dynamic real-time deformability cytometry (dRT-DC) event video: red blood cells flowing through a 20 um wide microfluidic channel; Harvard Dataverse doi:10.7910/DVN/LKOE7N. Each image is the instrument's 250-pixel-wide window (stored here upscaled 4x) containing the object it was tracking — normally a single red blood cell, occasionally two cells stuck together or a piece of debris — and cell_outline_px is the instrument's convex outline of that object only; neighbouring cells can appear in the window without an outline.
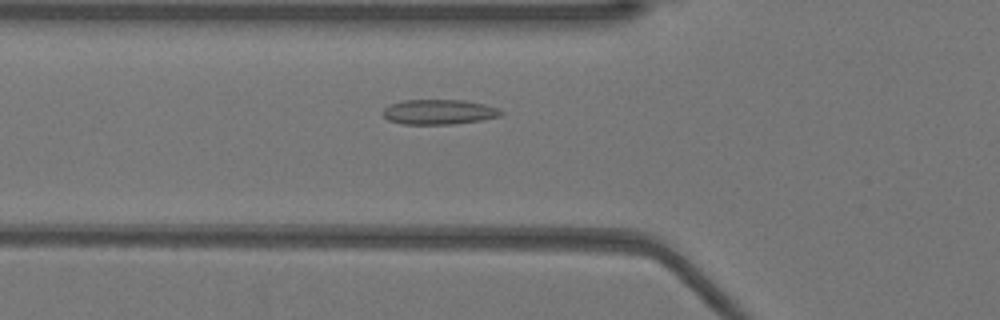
{"species": "Egyptian fruit bat (a non-hibernating species)", "species_latin": "Rousettus aegyptiacus", "temperature_condition": "warm", "stored_images_in_passage": 47, "camera_frame_rate_fps": 3000, "um_per_image_px": 0.085, "animal": {"sex": "female"}, "frame": {"image": 1, "passage_image": 17, "time_ms": 5.333, "image_size_px": [1000, 320], "cell_outline_px": [[504, 112], [500, 116], [480, 120], [452, 124], [404, 124], [388, 120], [380, 112], [384, 108], [392, 104], [404, 100], [464, 100], [484, 104], [500, 108]], "centroid_in_image_um": [37.31, 9.51], "position_along_channel_um": 88.5, "area_um2": 17.17}}
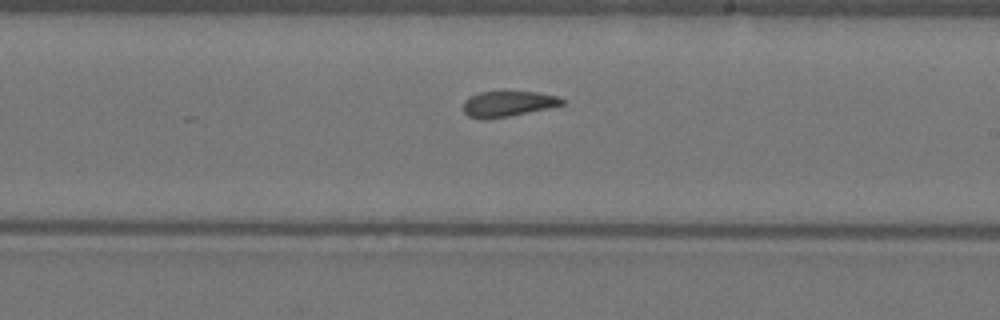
{"frame": {"image": 2, "passage_image": 29, "time_ms": 9.333, "image_size_px": [1000, 320], "cell_outline_px": [[564, 104], [548, 108], [508, 116], [484, 120], [480, 120], [468, 116], [464, 112], [464, 100], [468, 96], [480, 92], [540, 92], [556, 96], [564, 100]], "centroid_in_image_um": [43.13, 8.83], "position_along_channel_um": 245.9, "area_um2": 14.68}}
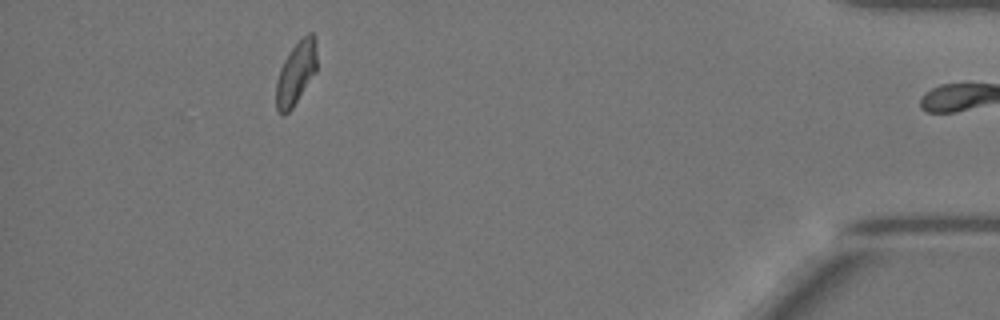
{"frame": {"image": 3, "passage_image": 46, "time_ms": 15.0, "image_size_px": [1000, 320], "cell_outline_px": [[316, 72], [292, 108], [284, 116], [276, 108], [276, 80], [280, 68], [284, 60], [292, 48], [308, 32], [312, 32], [316, 36]], "centroid_in_image_um": [25.16, 6.2], "position_along_channel_um": 410.0, "area_um2": 14.91}, "authors_computed_cell_mechanics": {"area_um2": 15.9528, "velocity_mm_per_s": 3.9238, "shape_relaxation_time_tau1_ms": 8.9421, "shape_relaxation_time_tau2_ms": 1.9756, "deformation_change_tau1": 0.187, "deformation_change_tau2": 0.0669}}